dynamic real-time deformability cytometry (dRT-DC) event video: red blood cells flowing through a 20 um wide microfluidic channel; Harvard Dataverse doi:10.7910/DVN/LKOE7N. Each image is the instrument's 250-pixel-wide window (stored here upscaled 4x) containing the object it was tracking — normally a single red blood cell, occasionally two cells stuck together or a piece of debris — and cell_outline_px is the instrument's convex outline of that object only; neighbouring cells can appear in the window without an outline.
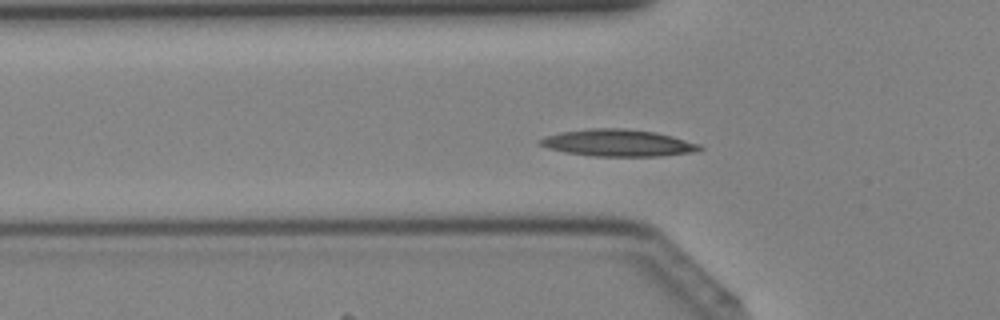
{"species": "Egyptian fruit bat (a non-hibernating species)", "species_latin": "Rousettus aegyptiacus", "temperature_condition": "cold", "stored_images_in_passage": 31, "camera_frame_rate_fps": 3000, "um_per_image_px": 0.085, "animal": {"sex": "female"}, "frame": {"image": 1, "passage_image": 3, "time_ms": 0.667, "image_size_px": [1000, 320], "cell_outline_px": [[704, 148], [692, 152], [660, 156], [592, 156], [564, 152], [548, 148], [536, 144], [544, 136], [560, 132], [592, 128], [624, 128], [656, 132], [672, 136], [700, 144]], "centroid_in_image_um": [52.49, 12.14], "position_along_channel_um": 73.3, "area_um2": 25.09}}
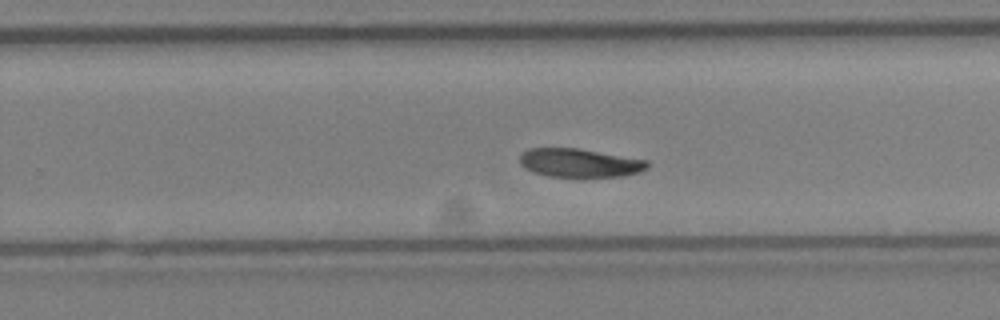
{"frame": {"image": 2, "passage_image": 16, "time_ms": 5.0, "image_size_px": [1000, 320], "cell_outline_px": [[648, 168], [640, 172], [624, 176], [548, 176], [532, 172], [524, 168], [520, 164], [520, 156], [528, 148], [576, 148], [648, 160]], "centroid_in_image_um": [49.26, 13.84], "position_along_channel_um": 280.5, "area_um2": 21.1}}
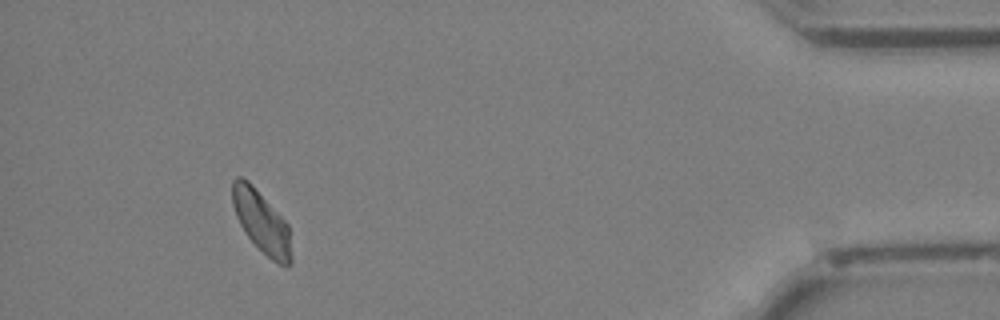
{"frame": {"image": 3, "passage_image": 28, "time_ms": 9.0, "image_size_px": [1000, 320], "cell_outline_px": [[292, 264], [288, 268], [272, 260], [248, 236], [240, 224], [236, 216], [232, 204], [232, 180], [236, 176], [240, 176], [248, 180], [252, 184], [288, 224], [292, 256]], "centroid_in_image_um": [22.23, 18.85], "position_along_channel_um": 413.0, "area_um2": 21.15}}